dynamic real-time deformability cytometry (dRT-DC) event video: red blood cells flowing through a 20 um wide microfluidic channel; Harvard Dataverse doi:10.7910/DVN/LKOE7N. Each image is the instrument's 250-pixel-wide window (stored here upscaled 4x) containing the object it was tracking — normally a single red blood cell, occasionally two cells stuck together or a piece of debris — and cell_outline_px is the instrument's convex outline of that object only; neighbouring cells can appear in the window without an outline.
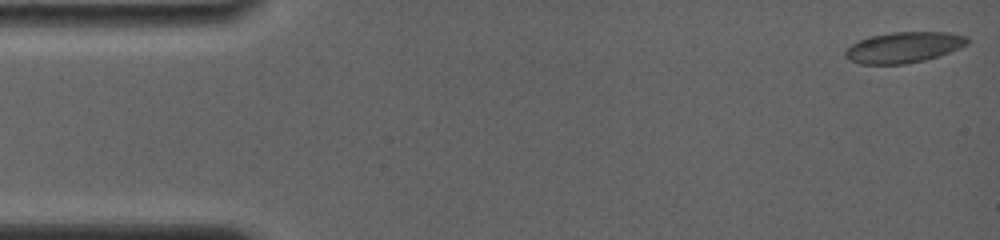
{"species": "common noctule bat (a hibernating species)", "species_latin": "Nyctalus noctula", "temperature_condition": "room temperature", "stored_images_in_passage": 53, "camera_frame_rate_fps": 4000, "um_per_image_px": 0.085, "animal": {"sex": "female", "body_mass_g": 19.0, "forearm_length_mm": 56.7}, "frame": {"image": 1, "passage_image": 1, "time_ms": 0.0, "image_size_px": [1000, 240], "cell_outline_px": [[968, 44], [960, 48], [924, 60], [904, 64], [860, 64], [844, 56], [844, 52], [852, 44], [860, 40], [872, 36], [892, 32], [948, 32], [968, 36]], "centroid_in_image_um": [76.84, 4.02], "position_along_channel_um": 8.2, "area_um2": 21.68}}
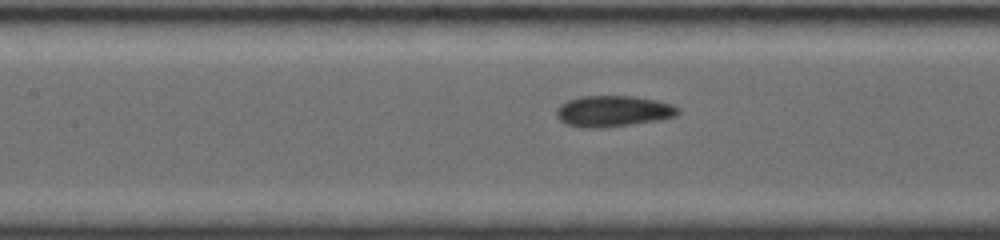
{"frame": {"image": 2, "passage_image": 23, "time_ms": 7.0, "image_size_px": [1000, 240], "cell_outline_px": [[680, 112], [676, 116], [660, 120], [632, 124], [600, 128], [580, 128], [564, 124], [556, 116], [556, 108], [560, 104], [568, 100], [580, 96], [636, 96], [656, 100], [672, 104], [680, 108]], "centroid_in_image_um": [52.1, 9.45], "position_along_channel_um": 155.3, "area_um2": 22.37}}
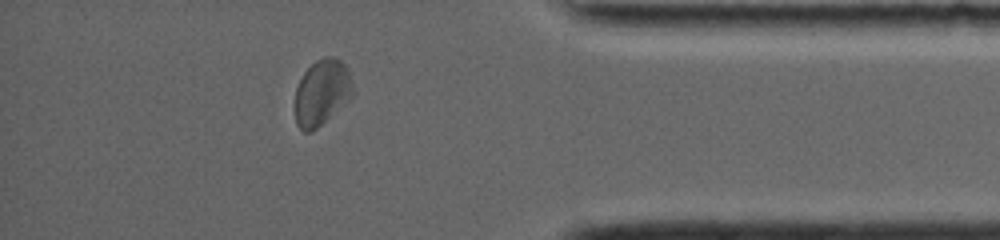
{"frame": {"image": 3, "passage_image": 45, "time_ms": 14.0, "image_size_px": [1000, 240], "cell_outline_px": [[352, 96], [348, 100], [312, 132], [304, 132], [296, 124], [296, 88], [304, 72], [316, 60], [324, 56], [332, 56], [340, 60], [344, 64], [348, 72], [352, 88]], "centroid_in_image_um": [27.33, 7.85], "position_along_channel_um": 407.9, "area_um2": 21.68}, "authors_computed_cell_mechanics": {"area_um2": 21.675, "velocity_mm_per_s": 3.8124, "shape_relaxation_time_tau1_ms": null, "shape_relaxation_time_tau2_ms": 1.3725, "deformation_change_tau1": null, "deformation_change_tau2": 0.0537}}